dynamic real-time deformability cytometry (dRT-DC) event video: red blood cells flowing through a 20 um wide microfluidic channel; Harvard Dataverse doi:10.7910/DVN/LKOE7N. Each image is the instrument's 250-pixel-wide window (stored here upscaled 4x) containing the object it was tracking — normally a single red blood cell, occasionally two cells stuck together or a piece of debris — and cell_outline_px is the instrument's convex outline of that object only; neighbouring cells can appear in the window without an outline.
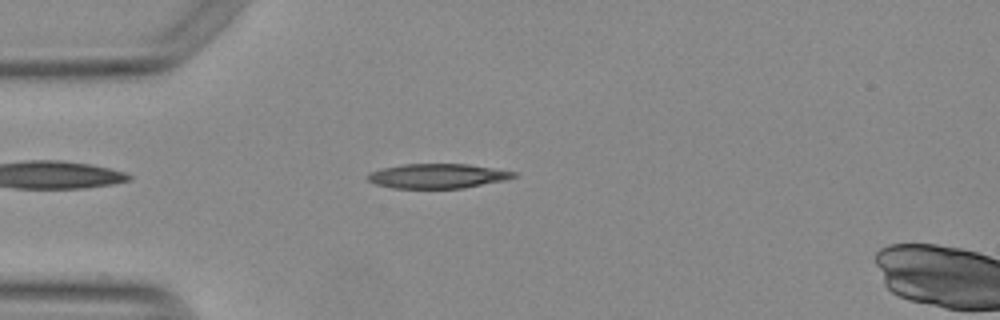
{"species": "Egyptian fruit bat (a non-hibernating species)", "species_latin": "Rousettus aegyptiacus", "temperature_condition": "warm", "stored_images_in_passage": 42, "camera_frame_rate_fps": 3000, "um_per_image_px": 0.085, "animal": {"sex": "female"}, "frame": {"image": 1, "passage_image": 3, "time_ms": 0.667, "image_size_px": [1000, 320], "cell_outline_px": [[516, 176], [508, 180], [464, 188], [392, 188], [376, 184], [368, 180], [368, 172], [384, 168], [404, 164], [468, 164], [516, 172]], "centroid_in_image_um": [37.22, 14.96], "position_along_channel_um": 47.8, "area_um2": 20.87}}
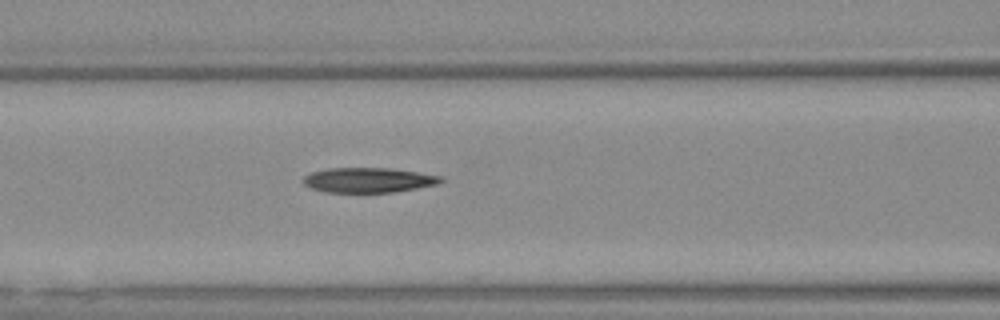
{"frame": {"image": 2, "passage_image": 11, "time_ms": 3.333, "image_size_px": [1000, 320], "cell_outline_px": [[444, 180], [436, 184], [416, 188], [392, 192], [324, 192], [312, 188], [304, 184], [304, 176], [312, 172], [328, 168], [388, 168], [416, 172], [440, 176]], "centroid_in_image_um": [31.28, 15.3], "position_along_channel_um": 135.3, "area_um2": 19.65}}
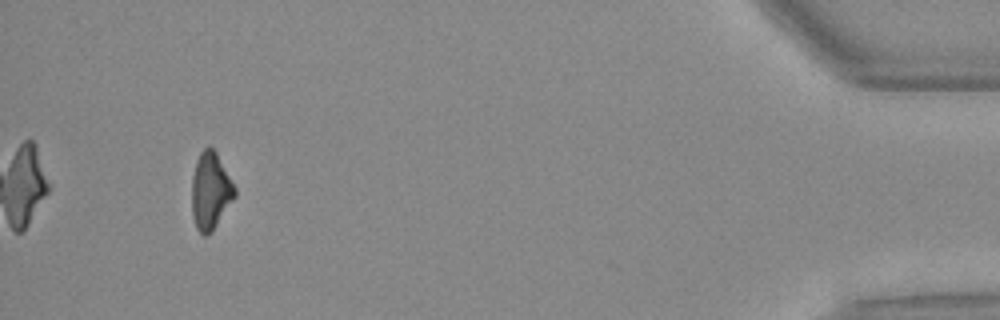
{"frame": {"image": 3, "passage_image": 39, "time_ms": 12.667, "image_size_px": [1000, 320], "cell_outline_px": [[236, 196], [212, 232], [204, 236], [196, 228], [192, 216], [192, 176], [196, 160], [200, 152], [208, 144], [216, 152], [236, 188]], "centroid_in_image_um": [17.89, 16.23], "position_along_channel_um": 417.3, "area_um2": 19.42}, "authors_computed_cell_mechanics": {"area_um2": 20.1722, "velocity_mm_per_s": 3.8068, "shape_relaxation_time_tau1_ms": 6.6011, "shape_relaxation_time_tau2_ms": null, "deformation_change_tau1": 0.1806, "deformation_change_tau2": null}}